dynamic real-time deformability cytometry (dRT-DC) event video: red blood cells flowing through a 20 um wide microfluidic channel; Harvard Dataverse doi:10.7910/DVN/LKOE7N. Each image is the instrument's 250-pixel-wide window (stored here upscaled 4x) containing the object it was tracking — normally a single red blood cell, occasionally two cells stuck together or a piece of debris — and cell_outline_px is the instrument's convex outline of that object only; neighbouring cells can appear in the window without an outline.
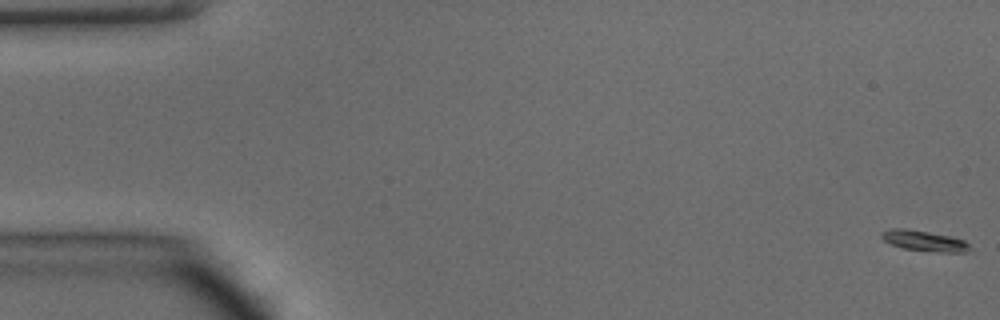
{"species": "common noctule bat (a hibernating species)", "species_latin": "Nyctalus noctula", "temperature_condition": "warm", "stored_images_in_passage": 49, "camera_frame_rate_fps": 3000, "um_per_image_px": 0.085, "animal": {"sex": "male", "body_mass_g": 15.6}, "frame": {"image": 1, "passage_image": 1, "time_ms": 0.0, "image_size_px": [1000, 320], "cell_outline_px": [[972, 248], [964, 252], [940, 252], [904, 248], [892, 244], [884, 240], [880, 236], [880, 232], [892, 228], [908, 228], [952, 236], [964, 240]], "centroid_in_image_um": [78.55, 20.45], "position_along_channel_um": 6.4, "area_um2": 10.58}}
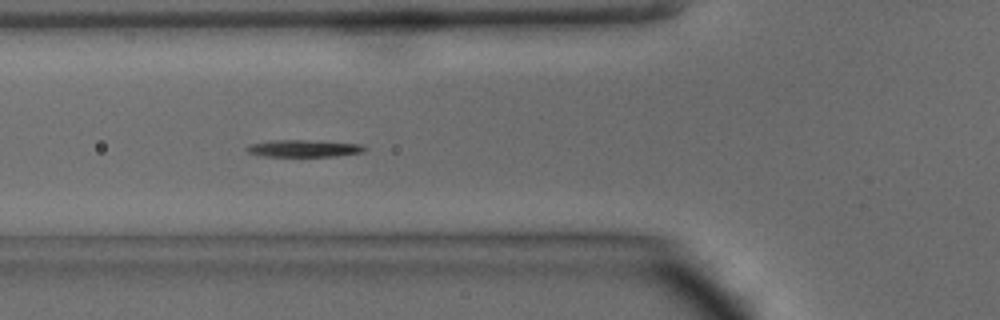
{"frame": {"image": 2, "passage_image": 18, "time_ms": 5.667, "image_size_px": [1000, 320], "cell_outline_px": [[368, 148], [364, 152], [336, 156], [264, 156], [248, 152], [244, 148], [252, 144], [272, 140], [304, 140], [360, 144]], "centroid_in_image_um": [25.85, 12.62], "position_along_channel_um": 100.0, "area_um2": 11.56}}
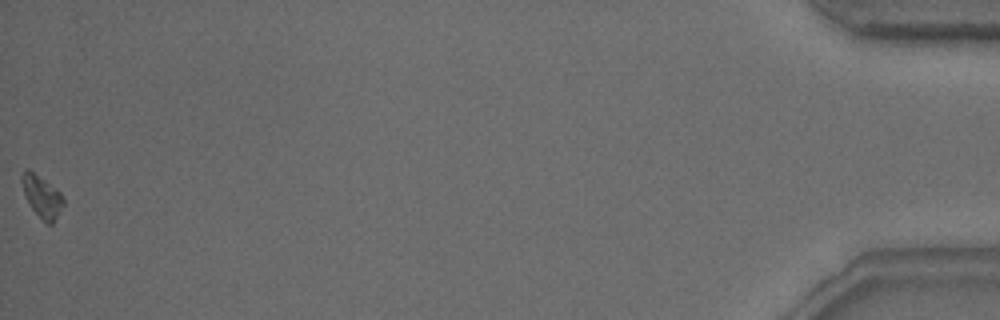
{"frame": {"image": 3, "passage_image": 49, "time_ms": 16.0, "image_size_px": [1000, 320], "cell_outline_px": [[64, 204], [52, 224], [48, 224], [28, 204], [20, 180], [20, 176], [24, 168], [28, 168], [56, 188], [60, 192], [64, 200]], "centroid_in_image_um": [3.53, 16.64], "position_along_channel_um": 431.7, "area_um2": 10.06}, "authors_computed_cell_mechanics": {"area_um2": 10.9242, "velocity_mm_per_s": 4.1875, "shape_relaxation_time_tau1_ms": 3.1546, "shape_relaxation_time_tau2_ms": 2.532, "deformation_change_tau1": 0.1442, "deformation_change_tau2": 0.0592}}